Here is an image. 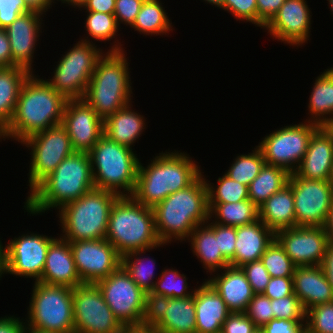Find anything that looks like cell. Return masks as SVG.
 Returning a JSON list of instances; mask_svg holds the SVG:
<instances>
[{"mask_svg":"<svg viewBox=\"0 0 333 333\" xmlns=\"http://www.w3.org/2000/svg\"><path fill=\"white\" fill-rule=\"evenodd\" d=\"M6 248L7 245H3L2 241L0 240V280L6 273Z\"/></svg>","mask_w":333,"mask_h":333,"instance_id":"obj_62","label":"cell"},{"mask_svg":"<svg viewBox=\"0 0 333 333\" xmlns=\"http://www.w3.org/2000/svg\"><path fill=\"white\" fill-rule=\"evenodd\" d=\"M252 333H264V331L262 330V328H256L252 331Z\"/></svg>","mask_w":333,"mask_h":333,"instance_id":"obj_69","label":"cell"},{"mask_svg":"<svg viewBox=\"0 0 333 333\" xmlns=\"http://www.w3.org/2000/svg\"><path fill=\"white\" fill-rule=\"evenodd\" d=\"M256 328L244 313L231 312L222 324L221 333H252Z\"/></svg>","mask_w":333,"mask_h":333,"instance_id":"obj_51","label":"cell"},{"mask_svg":"<svg viewBox=\"0 0 333 333\" xmlns=\"http://www.w3.org/2000/svg\"><path fill=\"white\" fill-rule=\"evenodd\" d=\"M203 173L201 172L207 186L208 203H237L249 199L248 186L234 181L225 173L218 177L215 185Z\"/></svg>","mask_w":333,"mask_h":333,"instance_id":"obj_40","label":"cell"},{"mask_svg":"<svg viewBox=\"0 0 333 333\" xmlns=\"http://www.w3.org/2000/svg\"><path fill=\"white\" fill-rule=\"evenodd\" d=\"M121 333H159L152 325L148 323L138 326H124Z\"/></svg>","mask_w":333,"mask_h":333,"instance_id":"obj_60","label":"cell"},{"mask_svg":"<svg viewBox=\"0 0 333 333\" xmlns=\"http://www.w3.org/2000/svg\"><path fill=\"white\" fill-rule=\"evenodd\" d=\"M263 294L271 300L294 294L293 277H271Z\"/></svg>","mask_w":333,"mask_h":333,"instance_id":"obj_52","label":"cell"},{"mask_svg":"<svg viewBox=\"0 0 333 333\" xmlns=\"http://www.w3.org/2000/svg\"><path fill=\"white\" fill-rule=\"evenodd\" d=\"M289 176L285 168L265 163L248 186L249 200L259 208L272 194L287 185Z\"/></svg>","mask_w":333,"mask_h":333,"instance_id":"obj_38","label":"cell"},{"mask_svg":"<svg viewBox=\"0 0 333 333\" xmlns=\"http://www.w3.org/2000/svg\"><path fill=\"white\" fill-rule=\"evenodd\" d=\"M30 152L28 173V194L74 150L65 127L62 124L38 132L21 142Z\"/></svg>","mask_w":333,"mask_h":333,"instance_id":"obj_12","label":"cell"},{"mask_svg":"<svg viewBox=\"0 0 333 333\" xmlns=\"http://www.w3.org/2000/svg\"><path fill=\"white\" fill-rule=\"evenodd\" d=\"M204 280L221 296L230 312L244 313L255 294L240 267L229 265Z\"/></svg>","mask_w":333,"mask_h":333,"instance_id":"obj_24","label":"cell"},{"mask_svg":"<svg viewBox=\"0 0 333 333\" xmlns=\"http://www.w3.org/2000/svg\"><path fill=\"white\" fill-rule=\"evenodd\" d=\"M30 74L19 66L0 67V133L10 123L20 89Z\"/></svg>","mask_w":333,"mask_h":333,"instance_id":"obj_33","label":"cell"},{"mask_svg":"<svg viewBox=\"0 0 333 333\" xmlns=\"http://www.w3.org/2000/svg\"><path fill=\"white\" fill-rule=\"evenodd\" d=\"M24 319L27 329L74 333L73 288L34 282Z\"/></svg>","mask_w":333,"mask_h":333,"instance_id":"obj_9","label":"cell"},{"mask_svg":"<svg viewBox=\"0 0 333 333\" xmlns=\"http://www.w3.org/2000/svg\"><path fill=\"white\" fill-rule=\"evenodd\" d=\"M61 124L78 152L88 153L104 134V120L84 99L67 100Z\"/></svg>","mask_w":333,"mask_h":333,"instance_id":"obj_20","label":"cell"},{"mask_svg":"<svg viewBox=\"0 0 333 333\" xmlns=\"http://www.w3.org/2000/svg\"><path fill=\"white\" fill-rule=\"evenodd\" d=\"M274 239L275 233L260 219L236 227L235 255L229 261L230 265L240 267L245 263L260 260Z\"/></svg>","mask_w":333,"mask_h":333,"instance_id":"obj_28","label":"cell"},{"mask_svg":"<svg viewBox=\"0 0 333 333\" xmlns=\"http://www.w3.org/2000/svg\"><path fill=\"white\" fill-rule=\"evenodd\" d=\"M275 240L296 266L322 265L329 246L325 227L281 229L275 233Z\"/></svg>","mask_w":333,"mask_h":333,"instance_id":"obj_18","label":"cell"},{"mask_svg":"<svg viewBox=\"0 0 333 333\" xmlns=\"http://www.w3.org/2000/svg\"><path fill=\"white\" fill-rule=\"evenodd\" d=\"M305 330L309 333H333V302L308 309L305 315Z\"/></svg>","mask_w":333,"mask_h":333,"instance_id":"obj_43","label":"cell"},{"mask_svg":"<svg viewBox=\"0 0 333 333\" xmlns=\"http://www.w3.org/2000/svg\"><path fill=\"white\" fill-rule=\"evenodd\" d=\"M307 0H286L273 18L264 26V32L290 47H302L310 39L312 12Z\"/></svg>","mask_w":333,"mask_h":333,"instance_id":"obj_19","label":"cell"},{"mask_svg":"<svg viewBox=\"0 0 333 333\" xmlns=\"http://www.w3.org/2000/svg\"><path fill=\"white\" fill-rule=\"evenodd\" d=\"M93 42L78 41L65 51L45 80L67 100L83 99L99 58L106 51Z\"/></svg>","mask_w":333,"mask_h":333,"instance_id":"obj_10","label":"cell"},{"mask_svg":"<svg viewBox=\"0 0 333 333\" xmlns=\"http://www.w3.org/2000/svg\"><path fill=\"white\" fill-rule=\"evenodd\" d=\"M286 0H256L258 27L261 29L273 18Z\"/></svg>","mask_w":333,"mask_h":333,"instance_id":"obj_54","label":"cell"},{"mask_svg":"<svg viewBox=\"0 0 333 333\" xmlns=\"http://www.w3.org/2000/svg\"><path fill=\"white\" fill-rule=\"evenodd\" d=\"M25 333H54V332H46V331L35 330V329H26Z\"/></svg>","mask_w":333,"mask_h":333,"instance_id":"obj_65","label":"cell"},{"mask_svg":"<svg viewBox=\"0 0 333 333\" xmlns=\"http://www.w3.org/2000/svg\"><path fill=\"white\" fill-rule=\"evenodd\" d=\"M169 245L168 243H160L157 247L143 249L139 251H132L122 256V266L129 273L131 279L137 286L143 290L147 295L151 293L154 288L155 281L158 279L155 274L156 260L146 256L147 252L159 249ZM144 254V255H143ZM148 263L150 266H148ZM156 276V277H155ZM155 279V280H154Z\"/></svg>","mask_w":333,"mask_h":333,"instance_id":"obj_37","label":"cell"},{"mask_svg":"<svg viewBox=\"0 0 333 333\" xmlns=\"http://www.w3.org/2000/svg\"><path fill=\"white\" fill-rule=\"evenodd\" d=\"M94 187L92 166L87 152L74 151L42 180L27 196L24 208L31 216L57 211Z\"/></svg>","mask_w":333,"mask_h":333,"instance_id":"obj_2","label":"cell"},{"mask_svg":"<svg viewBox=\"0 0 333 333\" xmlns=\"http://www.w3.org/2000/svg\"><path fill=\"white\" fill-rule=\"evenodd\" d=\"M44 14L30 11L20 15L11 25L4 30L7 32L12 53V66L25 68L30 73H35L33 68L36 47L40 44ZM43 24V25H42ZM34 57V58H33Z\"/></svg>","mask_w":333,"mask_h":333,"instance_id":"obj_22","label":"cell"},{"mask_svg":"<svg viewBox=\"0 0 333 333\" xmlns=\"http://www.w3.org/2000/svg\"><path fill=\"white\" fill-rule=\"evenodd\" d=\"M209 3L210 5L214 6L215 8L218 7L217 9H221L223 7L224 0H201Z\"/></svg>","mask_w":333,"mask_h":333,"instance_id":"obj_63","label":"cell"},{"mask_svg":"<svg viewBox=\"0 0 333 333\" xmlns=\"http://www.w3.org/2000/svg\"><path fill=\"white\" fill-rule=\"evenodd\" d=\"M126 54L125 50L104 52L83 98L103 120L134 102L130 63Z\"/></svg>","mask_w":333,"mask_h":333,"instance_id":"obj_5","label":"cell"},{"mask_svg":"<svg viewBox=\"0 0 333 333\" xmlns=\"http://www.w3.org/2000/svg\"><path fill=\"white\" fill-rule=\"evenodd\" d=\"M105 239L121 256L157 247L161 241L153 209L132 196H119L111 207Z\"/></svg>","mask_w":333,"mask_h":333,"instance_id":"obj_6","label":"cell"},{"mask_svg":"<svg viewBox=\"0 0 333 333\" xmlns=\"http://www.w3.org/2000/svg\"><path fill=\"white\" fill-rule=\"evenodd\" d=\"M159 333H196L195 292L186 298H156L148 317Z\"/></svg>","mask_w":333,"mask_h":333,"instance_id":"obj_21","label":"cell"},{"mask_svg":"<svg viewBox=\"0 0 333 333\" xmlns=\"http://www.w3.org/2000/svg\"><path fill=\"white\" fill-rule=\"evenodd\" d=\"M295 226L324 227L333 204V188L326 180H310L290 173Z\"/></svg>","mask_w":333,"mask_h":333,"instance_id":"obj_15","label":"cell"},{"mask_svg":"<svg viewBox=\"0 0 333 333\" xmlns=\"http://www.w3.org/2000/svg\"><path fill=\"white\" fill-rule=\"evenodd\" d=\"M326 1H328L327 3L329 4V8H330V12H332V13H330V14H333V0H326ZM333 17V16H332Z\"/></svg>","mask_w":333,"mask_h":333,"instance_id":"obj_68","label":"cell"},{"mask_svg":"<svg viewBox=\"0 0 333 333\" xmlns=\"http://www.w3.org/2000/svg\"><path fill=\"white\" fill-rule=\"evenodd\" d=\"M118 194L93 188L57 211L60 237L68 242L105 239L111 207Z\"/></svg>","mask_w":333,"mask_h":333,"instance_id":"obj_7","label":"cell"},{"mask_svg":"<svg viewBox=\"0 0 333 333\" xmlns=\"http://www.w3.org/2000/svg\"><path fill=\"white\" fill-rule=\"evenodd\" d=\"M165 268L161 270L153 290L148 295L150 303L156 298H186L194 295L195 288L189 289L188 278L184 273L181 274L172 267L170 269L165 266Z\"/></svg>","mask_w":333,"mask_h":333,"instance_id":"obj_39","label":"cell"},{"mask_svg":"<svg viewBox=\"0 0 333 333\" xmlns=\"http://www.w3.org/2000/svg\"><path fill=\"white\" fill-rule=\"evenodd\" d=\"M39 282L70 288L83 284L78 275L70 243L62 237L57 236L51 242Z\"/></svg>","mask_w":333,"mask_h":333,"instance_id":"obj_25","label":"cell"},{"mask_svg":"<svg viewBox=\"0 0 333 333\" xmlns=\"http://www.w3.org/2000/svg\"><path fill=\"white\" fill-rule=\"evenodd\" d=\"M73 318L74 333H121L124 328L92 283L73 288Z\"/></svg>","mask_w":333,"mask_h":333,"instance_id":"obj_14","label":"cell"},{"mask_svg":"<svg viewBox=\"0 0 333 333\" xmlns=\"http://www.w3.org/2000/svg\"><path fill=\"white\" fill-rule=\"evenodd\" d=\"M209 219L216 224L238 227L259 219L258 207L249 199L237 203H208Z\"/></svg>","mask_w":333,"mask_h":333,"instance_id":"obj_36","label":"cell"},{"mask_svg":"<svg viewBox=\"0 0 333 333\" xmlns=\"http://www.w3.org/2000/svg\"><path fill=\"white\" fill-rule=\"evenodd\" d=\"M86 1L87 0H74V8L75 9L79 8Z\"/></svg>","mask_w":333,"mask_h":333,"instance_id":"obj_66","label":"cell"},{"mask_svg":"<svg viewBox=\"0 0 333 333\" xmlns=\"http://www.w3.org/2000/svg\"><path fill=\"white\" fill-rule=\"evenodd\" d=\"M293 287L305 312L316 305L333 302V288L321 265L297 266Z\"/></svg>","mask_w":333,"mask_h":333,"instance_id":"obj_26","label":"cell"},{"mask_svg":"<svg viewBox=\"0 0 333 333\" xmlns=\"http://www.w3.org/2000/svg\"><path fill=\"white\" fill-rule=\"evenodd\" d=\"M322 268L326 274V277L333 288V245L329 244L324 256Z\"/></svg>","mask_w":333,"mask_h":333,"instance_id":"obj_58","label":"cell"},{"mask_svg":"<svg viewBox=\"0 0 333 333\" xmlns=\"http://www.w3.org/2000/svg\"><path fill=\"white\" fill-rule=\"evenodd\" d=\"M324 227L328 237V242L329 244L333 245V204L331 210L329 211V216Z\"/></svg>","mask_w":333,"mask_h":333,"instance_id":"obj_61","label":"cell"},{"mask_svg":"<svg viewBox=\"0 0 333 333\" xmlns=\"http://www.w3.org/2000/svg\"><path fill=\"white\" fill-rule=\"evenodd\" d=\"M116 0H87L79 8L78 11H93L114 14Z\"/></svg>","mask_w":333,"mask_h":333,"instance_id":"obj_56","label":"cell"},{"mask_svg":"<svg viewBox=\"0 0 333 333\" xmlns=\"http://www.w3.org/2000/svg\"><path fill=\"white\" fill-rule=\"evenodd\" d=\"M129 103L104 120V135L120 145L134 149L147 127L146 118ZM138 112V113H137Z\"/></svg>","mask_w":333,"mask_h":333,"instance_id":"obj_29","label":"cell"},{"mask_svg":"<svg viewBox=\"0 0 333 333\" xmlns=\"http://www.w3.org/2000/svg\"><path fill=\"white\" fill-rule=\"evenodd\" d=\"M82 283L107 278L122 264V256L106 239L69 242Z\"/></svg>","mask_w":333,"mask_h":333,"instance_id":"obj_17","label":"cell"},{"mask_svg":"<svg viewBox=\"0 0 333 333\" xmlns=\"http://www.w3.org/2000/svg\"><path fill=\"white\" fill-rule=\"evenodd\" d=\"M271 299L263 293L254 294L244 314L254 323L257 328H262L273 319Z\"/></svg>","mask_w":333,"mask_h":333,"instance_id":"obj_45","label":"cell"},{"mask_svg":"<svg viewBox=\"0 0 333 333\" xmlns=\"http://www.w3.org/2000/svg\"><path fill=\"white\" fill-rule=\"evenodd\" d=\"M55 235L25 232L10 239L6 248V274L41 280L46 254ZM35 280V281H34Z\"/></svg>","mask_w":333,"mask_h":333,"instance_id":"obj_16","label":"cell"},{"mask_svg":"<svg viewBox=\"0 0 333 333\" xmlns=\"http://www.w3.org/2000/svg\"><path fill=\"white\" fill-rule=\"evenodd\" d=\"M67 99L45 79L31 73L20 89L10 123L0 133V142H19L46 129L61 124ZM10 138V139H9ZM13 139V140H12Z\"/></svg>","mask_w":333,"mask_h":333,"instance_id":"obj_1","label":"cell"},{"mask_svg":"<svg viewBox=\"0 0 333 333\" xmlns=\"http://www.w3.org/2000/svg\"><path fill=\"white\" fill-rule=\"evenodd\" d=\"M260 260L270 277H293L297 267L275 239L266 248Z\"/></svg>","mask_w":333,"mask_h":333,"instance_id":"obj_42","label":"cell"},{"mask_svg":"<svg viewBox=\"0 0 333 333\" xmlns=\"http://www.w3.org/2000/svg\"><path fill=\"white\" fill-rule=\"evenodd\" d=\"M0 67H12L10 42L4 29H0Z\"/></svg>","mask_w":333,"mask_h":333,"instance_id":"obj_57","label":"cell"},{"mask_svg":"<svg viewBox=\"0 0 333 333\" xmlns=\"http://www.w3.org/2000/svg\"><path fill=\"white\" fill-rule=\"evenodd\" d=\"M221 10L228 12L236 21H246L258 27L256 0H224Z\"/></svg>","mask_w":333,"mask_h":333,"instance_id":"obj_46","label":"cell"},{"mask_svg":"<svg viewBox=\"0 0 333 333\" xmlns=\"http://www.w3.org/2000/svg\"><path fill=\"white\" fill-rule=\"evenodd\" d=\"M215 236L221 254L230 261L235 255L236 227L215 223Z\"/></svg>","mask_w":333,"mask_h":333,"instance_id":"obj_50","label":"cell"},{"mask_svg":"<svg viewBox=\"0 0 333 333\" xmlns=\"http://www.w3.org/2000/svg\"><path fill=\"white\" fill-rule=\"evenodd\" d=\"M86 15V20H84L85 24V30L88 36H83V38H79L80 41L83 42H93L96 44V41L104 42L106 41H112L113 43L110 42V46L108 51H123L125 50L122 46L121 42H119L118 38V31L120 29L119 25L117 24L116 18L114 14H107L103 12H93V11H84ZM117 36V37H116ZM94 41H92L90 38ZM96 40V41H95Z\"/></svg>","mask_w":333,"mask_h":333,"instance_id":"obj_35","label":"cell"},{"mask_svg":"<svg viewBox=\"0 0 333 333\" xmlns=\"http://www.w3.org/2000/svg\"><path fill=\"white\" fill-rule=\"evenodd\" d=\"M163 4L161 0H144L131 30L143 36H168L174 25Z\"/></svg>","mask_w":333,"mask_h":333,"instance_id":"obj_34","label":"cell"},{"mask_svg":"<svg viewBox=\"0 0 333 333\" xmlns=\"http://www.w3.org/2000/svg\"><path fill=\"white\" fill-rule=\"evenodd\" d=\"M144 0H116L114 16L117 24L131 27L136 20Z\"/></svg>","mask_w":333,"mask_h":333,"instance_id":"obj_49","label":"cell"},{"mask_svg":"<svg viewBox=\"0 0 333 333\" xmlns=\"http://www.w3.org/2000/svg\"><path fill=\"white\" fill-rule=\"evenodd\" d=\"M262 330L264 333H302L305 330V320L273 318Z\"/></svg>","mask_w":333,"mask_h":333,"instance_id":"obj_53","label":"cell"},{"mask_svg":"<svg viewBox=\"0 0 333 333\" xmlns=\"http://www.w3.org/2000/svg\"><path fill=\"white\" fill-rule=\"evenodd\" d=\"M30 11L25 0H0V29L7 28L20 15Z\"/></svg>","mask_w":333,"mask_h":333,"instance_id":"obj_48","label":"cell"},{"mask_svg":"<svg viewBox=\"0 0 333 333\" xmlns=\"http://www.w3.org/2000/svg\"><path fill=\"white\" fill-rule=\"evenodd\" d=\"M133 150L135 149L120 145L103 134L88 152L94 187L119 196H131L140 161Z\"/></svg>","mask_w":333,"mask_h":333,"instance_id":"obj_8","label":"cell"},{"mask_svg":"<svg viewBox=\"0 0 333 333\" xmlns=\"http://www.w3.org/2000/svg\"><path fill=\"white\" fill-rule=\"evenodd\" d=\"M53 2H54V5H55V3H57L56 1H58V2H60L61 1V5H62V3H63V5L64 4H66V6H70V7H74V0H52Z\"/></svg>","mask_w":333,"mask_h":333,"instance_id":"obj_64","label":"cell"},{"mask_svg":"<svg viewBox=\"0 0 333 333\" xmlns=\"http://www.w3.org/2000/svg\"><path fill=\"white\" fill-rule=\"evenodd\" d=\"M273 318L305 320L306 312L295 294L271 300Z\"/></svg>","mask_w":333,"mask_h":333,"instance_id":"obj_44","label":"cell"},{"mask_svg":"<svg viewBox=\"0 0 333 333\" xmlns=\"http://www.w3.org/2000/svg\"><path fill=\"white\" fill-rule=\"evenodd\" d=\"M161 243H182L191 232L209 220L207 186L201 174L191 185L178 190L153 208Z\"/></svg>","mask_w":333,"mask_h":333,"instance_id":"obj_4","label":"cell"},{"mask_svg":"<svg viewBox=\"0 0 333 333\" xmlns=\"http://www.w3.org/2000/svg\"><path fill=\"white\" fill-rule=\"evenodd\" d=\"M26 5L32 10L46 15L49 9H52V0H25Z\"/></svg>","mask_w":333,"mask_h":333,"instance_id":"obj_59","label":"cell"},{"mask_svg":"<svg viewBox=\"0 0 333 333\" xmlns=\"http://www.w3.org/2000/svg\"><path fill=\"white\" fill-rule=\"evenodd\" d=\"M328 182H329L330 186L333 188V164L331 166V171H330Z\"/></svg>","mask_w":333,"mask_h":333,"instance_id":"obj_67","label":"cell"},{"mask_svg":"<svg viewBox=\"0 0 333 333\" xmlns=\"http://www.w3.org/2000/svg\"><path fill=\"white\" fill-rule=\"evenodd\" d=\"M333 164V129L319 127L310 137L307 151L294 173L305 179L328 181Z\"/></svg>","mask_w":333,"mask_h":333,"instance_id":"obj_23","label":"cell"},{"mask_svg":"<svg viewBox=\"0 0 333 333\" xmlns=\"http://www.w3.org/2000/svg\"><path fill=\"white\" fill-rule=\"evenodd\" d=\"M318 128V125L307 121L292 123L264 136L257 147L267 164L293 173L304 158L310 137Z\"/></svg>","mask_w":333,"mask_h":333,"instance_id":"obj_13","label":"cell"},{"mask_svg":"<svg viewBox=\"0 0 333 333\" xmlns=\"http://www.w3.org/2000/svg\"><path fill=\"white\" fill-rule=\"evenodd\" d=\"M169 150L157 153L147 166L139 161L131 196L145 206L153 208L170 194L191 185L201 175V166L193 157L183 151Z\"/></svg>","mask_w":333,"mask_h":333,"instance_id":"obj_3","label":"cell"},{"mask_svg":"<svg viewBox=\"0 0 333 333\" xmlns=\"http://www.w3.org/2000/svg\"><path fill=\"white\" fill-rule=\"evenodd\" d=\"M191 246V252L202 268L206 270V274H212L220 271L230 265V262L221 254L218 239L215 236V223L209 219L207 223L198 225L187 239Z\"/></svg>","mask_w":333,"mask_h":333,"instance_id":"obj_30","label":"cell"},{"mask_svg":"<svg viewBox=\"0 0 333 333\" xmlns=\"http://www.w3.org/2000/svg\"><path fill=\"white\" fill-rule=\"evenodd\" d=\"M195 286L196 333H221L222 324L231 312L206 280Z\"/></svg>","mask_w":333,"mask_h":333,"instance_id":"obj_27","label":"cell"},{"mask_svg":"<svg viewBox=\"0 0 333 333\" xmlns=\"http://www.w3.org/2000/svg\"><path fill=\"white\" fill-rule=\"evenodd\" d=\"M251 151L248 154H237L232 164H230L231 166L228 167L229 169L225 171L228 177L246 186H249L259 175L266 163L261 150L257 146Z\"/></svg>","mask_w":333,"mask_h":333,"instance_id":"obj_41","label":"cell"},{"mask_svg":"<svg viewBox=\"0 0 333 333\" xmlns=\"http://www.w3.org/2000/svg\"><path fill=\"white\" fill-rule=\"evenodd\" d=\"M259 219L274 233L295 227V207L292 188L287 184L272 194L259 208Z\"/></svg>","mask_w":333,"mask_h":333,"instance_id":"obj_32","label":"cell"},{"mask_svg":"<svg viewBox=\"0 0 333 333\" xmlns=\"http://www.w3.org/2000/svg\"><path fill=\"white\" fill-rule=\"evenodd\" d=\"M113 314L123 326H138L148 322V295L131 279L121 265L107 278L95 283Z\"/></svg>","mask_w":333,"mask_h":333,"instance_id":"obj_11","label":"cell"},{"mask_svg":"<svg viewBox=\"0 0 333 333\" xmlns=\"http://www.w3.org/2000/svg\"><path fill=\"white\" fill-rule=\"evenodd\" d=\"M315 78L308 103L307 122L319 127L333 125V67H328Z\"/></svg>","mask_w":333,"mask_h":333,"instance_id":"obj_31","label":"cell"},{"mask_svg":"<svg viewBox=\"0 0 333 333\" xmlns=\"http://www.w3.org/2000/svg\"><path fill=\"white\" fill-rule=\"evenodd\" d=\"M255 294L263 293L270 280V274L261 260L248 262L240 266Z\"/></svg>","mask_w":333,"mask_h":333,"instance_id":"obj_47","label":"cell"},{"mask_svg":"<svg viewBox=\"0 0 333 333\" xmlns=\"http://www.w3.org/2000/svg\"><path fill=\"white\" fill-rule=\"evenodd\" d=\"M27 329L24 318L13 315L0 317V333H25Z\"/></svg>","mask_w":333,"mask_h":333,"instance_id":"obj_55","label":"cell"}]
</instances>
